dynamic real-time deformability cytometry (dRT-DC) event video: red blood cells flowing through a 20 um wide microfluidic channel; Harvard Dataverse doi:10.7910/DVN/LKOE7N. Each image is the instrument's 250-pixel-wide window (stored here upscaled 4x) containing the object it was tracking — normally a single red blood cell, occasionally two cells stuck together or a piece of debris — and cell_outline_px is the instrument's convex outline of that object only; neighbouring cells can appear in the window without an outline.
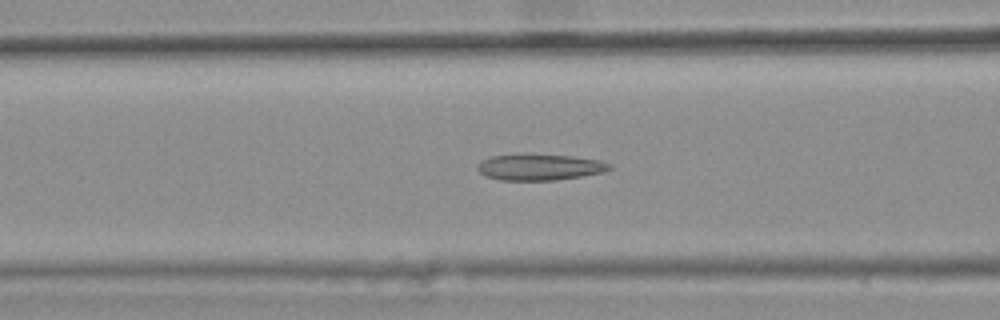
{"species": "common noctule bat (a hibernating species)", "species_latin": "Nyctalus noctula", "temperature_condition": "warm", "stored_images_in_passage": 32, "camera_frame_rate_fps": 3000, "um_per_image_px": 0.085, "animal": {"sex": "female", "body_mass_g": 25.1}, "frame": {"image": 1, "passage_image": 7, "time_ms": 2.0, "image_size_px": [1000, 320], "cell_outline_px": [[612, 168], [604, 172], [556, 180], [500, 180], [484, 176], [476, 168], [476, 164], [480, 160], [492, 156], [572, 156], [600, 160], [612, 164]], "centroid_in_image_um": [45.87, 14.23], "position_along_channel_um": 120.7, "area_um2": 19.65}}
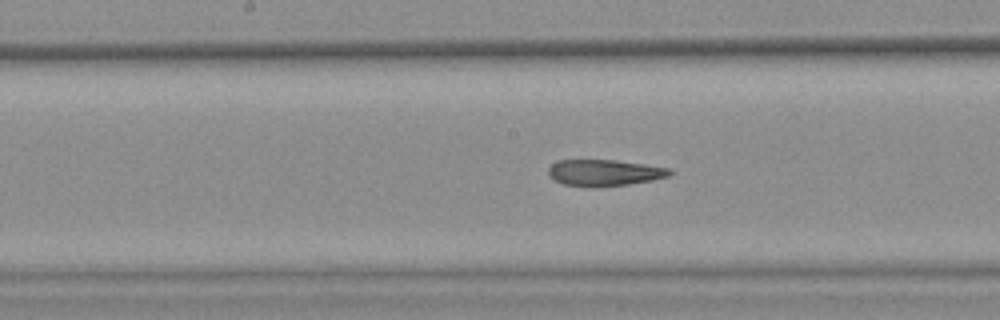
{"frame": {"image": 2, "passage_image": 13, "time_ms": 4.0, "image_size_px": [1000, 320], "cell_outline_px": [[672, 172], [668, 176], [652, 180], [628, 184], [588, 188], [564, 184], [548, 176], [548, 168], [556, 160], [616, 160], [672, 168]], "centroid_in_image_um": [51.35, 14.68], "position_along_channel_um": 196.8, "area_um2": 18.79}}
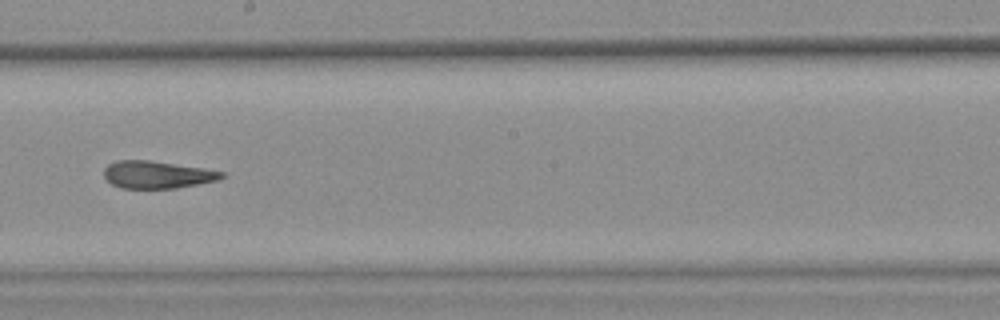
{"frame": {"image": 3, "passage_image": 16, "time_ms": 5.0, "image_size_px": [1000, 320], "cell_outline_px": [[224, 176], [216, 180], [176, 188], [120, 188], [112, 184], [104, 176], [104, 168], [108, 164], [116, 160], [148, 160], [204, 168], [224, 172]], "centroid_in_image_um": [13.32, 14.84], "position_along_channel_um": 234.9, "area_um2": 18.61}, "authors_computed_cell_mechanics": {"area_um2": 19.652, "velocity_mm_per_s": 3.8094, "shape_relaxation_time_tau1_ms": null, "shape_relaxation_time_tau2_ms": 4.341, "deformation_change_tau1": null, "deformation_change_tau2": 0.1619}}